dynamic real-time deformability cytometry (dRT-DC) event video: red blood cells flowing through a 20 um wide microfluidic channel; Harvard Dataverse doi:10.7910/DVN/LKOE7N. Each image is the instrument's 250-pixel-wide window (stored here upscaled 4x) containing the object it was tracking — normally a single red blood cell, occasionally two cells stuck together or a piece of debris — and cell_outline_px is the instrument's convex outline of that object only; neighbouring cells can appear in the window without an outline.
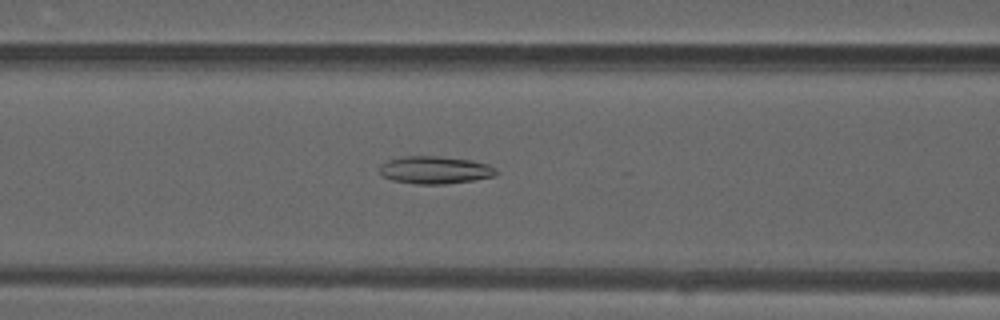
{"species": "common noctule bat (a hibernating species)", "species_latin": "Nyctalus noctula", "temperature_condition": "warm", "stored_images_in_passage": 49, "camera_frame_rate_fps": 3000, "um_per_image_px": 0.085, "animal": {"sex": "male", "forearm_length_mm": 52.5}, "frame": {"image": 1, "passage_image": 20, "time_ms": 6.333, "image_size_px": [1000, 320], "cell_outline_px": [[500, 172], [496, 176], [472, 180], [444, 184], [416, 184], [392, 180], [380, 176], [380, 164], [388, 160], [404, 156], [436, 156], [472, 160], [488, 164], [496, 168]], "centroid_in_image_um": [36.98, 14.45], "position_along_channel_um": 129.6, "area_um2": 18.9}}
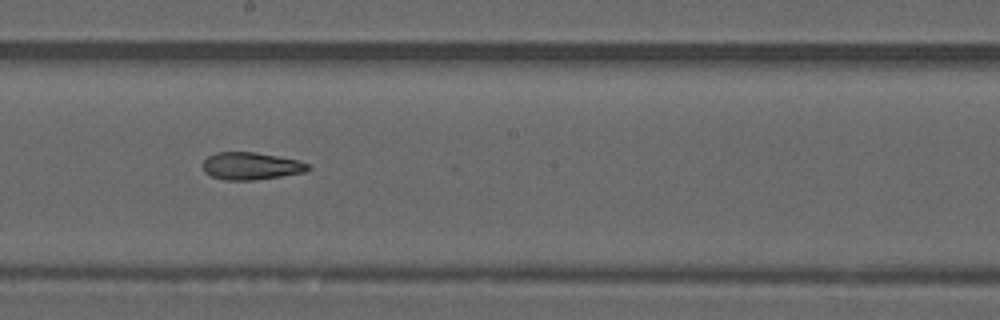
{"frame": {"image": 2, "passage_image": 27, "time_ms": 8.667, "image_size_px": [1000, 320], "cell_outline_px": [[312, 168], [304, 172], [280, 176], [252, 180], [224, 180], [212, 176], [204, 172], [204, 160], [208, 156], [216, 152], [252, 152], [300, 160], [308, 164]], "centroid_in_image_um": [21.34, 14.11], "position_along_channel_um": 226.9, "area_um2": 16.65}}
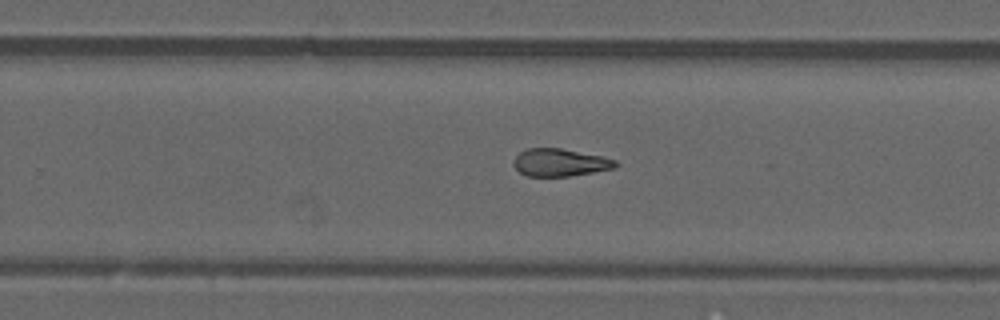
{"frame": {"image": 3, "passage_image": 31, "time_ms": 10.0, "image_size_px": [1000, 320], "cell_outline_px": [[620, 164], [616, 168], [568, 176], [528, 176], [520, 172], [512, 164], [512, 160], [520, 152], [528, 148], [560, 148], [600, 156], [616, 160]], "centroid_in_image_um": [47.59, 13.81], "position_along_channel_um": 282.2, "area_um2": 16.3}, "authors_computed_cell_mechanics": {"area_um2": 18.0914, "velocity_mm_per_s": 4.1772, "shape_relaxation_time_tau1_ms": null, "shape_relaxation_time_tau2_ms": 5.3213, "deformation_change_tau1": null, "deformation_change_tau2": 0.1501}}